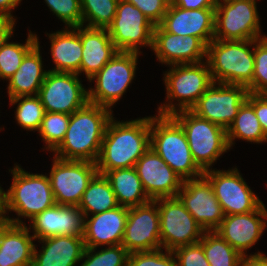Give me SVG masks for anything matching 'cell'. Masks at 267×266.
<instances>
[{"label": "cell", "mask_w": 267, "mask_h": 266, "mask_svg": "<svg viewBox=\"0 0 267 266\" xmlns=\"http://www.w3.org/2000/svg\"><path fill=\"white\" fill-rule=\"evenodd\" d=\"M95 248L86 247L82 258H87L81 266H127L129 252L122 245L109 246L94 253Z\"/></svg>", "instance_id": "8d00e7d4"}, {"label": "cell", "mask_w": 267, "mask_h": 266, "mask_svg": "<svg viewBox=\"0 0 267 266\" xmlns=\"http://www.w3.org/2000/svg\"><path fill=\"white\" fill-rule=\"evenodd\" d=\"M104 176L108 179L120 206L131 208L151 200L134 167L106 171Z\"/></svg>", "instance_id": "f1b7e54d"}, {"label": "cell", "mask_w": 267, "mask_h": 266, "mask_svg": "<svg viewBox=\"0 0 267 266\" xmlns=\"http://www.w3.org/2000/svg\"><path fill=\"white\" fill-rule=\"evenodd\" d=\"M82 27V28H81ZM82 60L80 73L85 72L90 80L110 61L118 49L115 47L106 28L80 26Z\"/></svg>", "instance_id": "d4e9b609"}, {"label": "cell", "mask_w": 267, "mask_h": 266, "mask_svg": "<svg viewBox=\"0 0 267 266\" xmlns=\"http://www.w3.org/2000/svg\"><path fill=\"white\" fill-rule=\"evenodd\" d=\"M157 202L128 208V217L121 245L129 252L161 249L160 217Z\"/></svg>", "instance_id": "2e32d148"}, {"label": "cell", "mask_w": 267, "mask_h": 266, "mask_svg": "<svg viewBox=\"0 0 267 266\" xmlns=\"http://www.w3.org/2000/svg\"><path fill=\"white\" fill-rule=\"evenodd\" d=\"M127 217L128 208L119 205L102 213L94 214L90 220L84 219L85 247L96 249L99 245H121Z\"/></svg>", "instance_id": "cb8c5ba5"}, {"label": "cell", "mask_w": 267, "mask_h": 266, "mask_svg": "<svg viewBox=\"0 0 267 266\" xmlns=\"http://www.w3.org/2000/svg\"><path fill=\"white\" fill-rule=\"evenodd\" d=\"M2 192L3 190L0 187V219L4 218V214H3V196H2Z\"/></svg>", "instance_id": "c3c4849f"}, {"label": "cell", "mask_w": 267, "mask_h": 266, "mask_svg": "<svg viewBox=\"0 0 267 266\" xmlns=\"http://www.w3.org/2000/svg\"><path fill=\"white\" fill-rule=\"evenodd\" d=\"M256 0H228L216 3L214 39H260L259 15Z\"/></svg>", "instance_id": "ba28073f"}, {"label": "cell", "mask_w": 267, "mask_h": 266, "mask_svg": "<svg viewBox=\"0 0 267 266\" xmlns=\"http://www.w3.org/2000/svg\"><path fill=\"white\" fill-rule=\"evenodd\" d=\"M155 201L158 204L160 242L163 248L173 251L201 240L204 229L178 197L158 198Z\"/></svg>", "instance_id": "9c48e42d"}, {"label": "cell", "mask_w": 267, "mask_h": 266, "mask_svg": "<svg viewBox=\"0 0 267 266\" xmlns=\"http://www.w3.org/2000/svg\"><path fill=\"white\" fill-rule=\"evenodd\" d=\"M223 1H228V0H223ZM215 2H216V3H219V2H220V0H215Z\"/></svg>", "instance_id": "f907efd6"}, {"label": "cell", "mask_w": 267, "mask_h": 266, "mask_svg": "<svg viewBox=\"0 0 267 266\" xmlns=\"http://www.w3.org/2000/svg\"><path fill=\"white\" fill-rule=\"evenodd\" d=\"M262 94L267 98V88L262 92Z\"/></svg>", "instance_id": "681fc988"}, {"label": "cell", "mask_w": 267, "mask_h": 266, "mask_svg": "<svg viewBox=\"0 0 267 266\" xmlns=\"http://www.w3.org/2000/svg\"><path fill=\"white\" fill-rule=\"evenodd\" d=\"M137 7L155 26L159 25L171 0H124Z\"/></svg>", "instance_id": "b9f144b4"}, {"label": "cell", "mask_w": 267, "mask_h": 266, "mask_svg": "<svg viewBox=\"0 0 267 266\" xmlns=\"http://www.w3.org/2000/svg\"><path fill=\"white\" fill-rule=\"evenodd\" d=\"M45 2L69 28L82 26L80 0H45Z\"/></svg>", "instance_id": "f35d334b"}, {"label": "cell", "mask_w": 267, "mask_h": 266, "mask_svg": "<svg viewBox=\"0 0 267 266\" xmlns=\"http://www.w3.org/2000/svg\"><path fill=\"white\" fill-rule=\"evenodd\" d=\"M134 168L151 200L177 197L182 178L151 147L138 159Z\"/></svg>", "instance_id": "ac0fdd59"}, {"label": "cell", "mask_w": 267, "mask_h": 266, "mask_svg": "<svg viewBox=\"0 0 267 266\" xmlns=\"http://www.w3.org/2000/svg\"><path fill=\"white\" fill-rule=\"evenodd\" d=\"M210 266H240V255L214 231H205L199 241Z\"/></svg>", "instance_id": "1f68e13d"}, {"label": "cell", "mask_w": 267, "mask_h": 266, "mask_svg": "<svg viewBox=\"0 0 267 266\" xmlns=\"http://www.w3.org/2000/svg\"><path fill=\"white\" fill-rule=\"evenodd\" d=\"M215 85L213 82L190 110L227 130L235 120L239 108L246 101L248 90L244 85L222 83H219L218 87Z\"/></svg>", "instance_id": "4fadbf2b"}, {"label": "cell", "mask_w": 267, "mask_h": 266, "mask_svg": "<svg viewBox=\"0 0 267 266\" xmlns=\"http://www.w3.org/2000/svg\"><path fill=\"white\" fill-rule=\"evenodd\" d=\"M14 24L15 21L10 19L0 20V49L5 45L9 38H11Z\"/></svg>", "instance_id": "f6af8a7d"}, {"label": "cell", "mask_w": 267, "mask_h": 266, "mask_svg": "<svg viewBox=\"0 0 267 266\" xmlns=\"http://www.w3.org/2000/svg\"><path fill=\"white\" fill-rule=\"evenodd\" d=\"M119 0H80L82 25L87 27L108 28L115 17Z\"/></svg>", "instance_id": "d6a6232c"}, {"label": "cell", "mask_w": 267, "mask_h": 266, "mask_svg": "<svg viewBox=\"0 0 267 266\" xmlns=\"http://www.w3.org/2000/svg\"><path fill=\"white\" fill-rule=\"evenodd\" d=\"M158 60L167 65L200 63L206 57L207 46L195 36L166 32L154 27L153 48Z\"/></svg>", "instance_id": "44dd1931"}, {"label": "cell", "mask_w": 267, "mask_h": 266, "mask_svg": "<svg viewBox=\"0 0 267 266\" xmlns=\"http://www.w3.org/2000/svg\"><path fill=\"white\" fill-rule=\"evenodd\" d=\"M118 206L119 204L108 179L100 173H97L90 181L78 205L85 218H88L89 212L94 215Z\"/></svg>", "instance_id": "f546056e"}, {"label": "cell", "mask_w": 267, "mask_h": 266, "mask_svg": "<svg viewBox=\"0 0 267 266\" xmlns=\"http://www.w3.org/2000/svg\"><path fill=\"white\" fill-rule=\"evenodd\" d=\"M259 216L267 219V210L263 203L252 212L225 215L214 232L227 241L240 255L245 256L244 251L259 240L265 229V220L263 221Z\"/></svg>", "instance_id": "ffe728a7"}, {"label": "cell", "mask_w": 267, "mask_h": 266, "mask_svg": "<svg viewBox=\"0 0 267 266\" xmlns=\"http://www.w3.org/2000/svg\"><path fill=\"white\" fill-rule=\"evenodd\" d=\"M11 171L13 183L7 192H2L3 214L12 210L18 216L33 219L56 204L49 177L30 174L17 165Z\"/></svg>", "instance_id": "8992f818"}, {"label": "cell", "mask_w": 267, "mask_h": 266, "mask_svg": "<svg viewBox=\"0 0 267 266\" xmlns=\"http://www.w3.org/2000/svg\"><path fill=\"white\" fill-rule=\"evenodd\" d=\"M254 40L213 39L207 45V63L213 82L248 86L254 72Z\"/></svg>", "instance_id": "5b68a950"}, {"label": "cell", "mask_w": 267, "mask_h": 266, "mask_svg": "<svg viewBox=\"0 0 267 266\" xmlns=\"http://www.w3.org/2000/svg\"><path fill=\"white\" fill-rule=\"evenodd\" d=\"M155 25L132 3L119 0L107 31L118 51L137 52L139 46L153 48Z\"/></svg>", "instance_id": "30bf717a"}, {"label": "cell", "mask_w": 267, "mask_h": 266, "mask_svg": "<svg viewBox=\"0 0 267 266\" xmlns=\"http://www.w3.org/2000/svg\"><path fill=\"white\" fill-rule=\"evenodd\" d=\"M41 59L39 41H37V44L25 55L16 72L8 79L9 99L38 95L47 73L42 70Z\"/></svg>", "instance_id": "4316f807"}, {"label": "cell", "mask_w": 267, "mask_h": 266, "mask_svg": "<svg viewBox=\"0 0 267 266\" xmlns=\"http://www.w3.org/2000/svg\"><path fill=\"white\" fill-rule=\"evenodd\" d=\"M247 256H242L240 266H267V257L262 253L258 252L249 257Z\"/></svg>", "instance_id": "bcb514c9"}, {"label": "cell", "mask_w": 267, "mask_h": 266, "mask_svg": "<svg viewBox=\"0 0 267 266\" xmlns=\"http://www.w3.org/2000/svg\"><path fill=\"white\" fill-rule=\"evenodd\" d=\"M21 0H0V18L14 20L11 9H14Z\"/></svg>", "instance_id": "7dc6e473"}, {"label": "cell", "mask_w": 267, "mask_h": 266, "mask_svg": "<svg viewBox=\"0 0 267 266\" xmlns=\"http://www.w3.org/2000/svg\"><path fill=\"white\" fill-rule=\"evenodd\" d=\"M226 132L229 147L232 146L235 138L255 143H262L267 140L254 108L247 101L239 108L235 120L230 124Z\"/></svg>", "instance_id": "4dcf8cb0"}, {"label": "cell", "mask_w": 267, "mask_h": 266, "mask_svg": "<svg viewBox=\"0 0 267 266\" xmlns=\"http://www.w3.org/2000/svg\"><path fill=\"white\" fill-rule=\"evenodd\" d=\"M77 76V73L47 71L38 92L45 112L71 115L89 102L88 91Z\"/></svg>", "instance_id": "7c38bea8"}, {"label": "cell", "mask_w": 267, "mask_h": 266, "mask_svg": "<svg viewBox=\"0 0 267 266\" xmlns=\"http://www.w3.org/2000/svg\"><path fill=\"white\" fill-rule=\"evenodd\" d=\"M23 99L21 102H19ZM11 104L18 103L16 120L18 124L27 130H39L45 109L38 95L18 96L9 99Z\"/></svg>", "instance_id": "e575fe53"}, {"label": "cell", "mask_w": 267, "mask_h": 266, "mask_svg": "<svg viewBox=\"0 0 267 266\" xmlns=\"http://www.w3.org/2000/svg\"><path fill=\"white\" fill-rule=\"evenodd\" d=\"M70 114L45 112L38 132L50 151L54 150L64 139L68 128Z\"/></svg>", "instance_id": "d590c367"}, {"label": "cell", "mask_w": 267, "mask_h": 266, "mask_svg": "<svg viewBox=\"0 0 267 266\" xmlns=\"http://www.w3.org/2000/svg\"><path fill=\"white\" fill-rule=\"evenodd\" d=\"M177 197L204 231H214L221 224L224 212L204 176L184 180Z\"/></svg>", "instance_id": "e0dca14e"}, {"label": "cell", "mask_w": 267, "mask_h": 266, "mask_svg": "<svg viewBox=\"0 0 267 266\" xmlns=\"http://www.w3.org/2000/svg\"><path fill=\"white\" fill-rule=\"evenodd\" d=\"M150 147L183 181L203 176L204 171L192 157L183 128L171 115L150 117Z\"/></svg>", "instance_id": "277c9868"}, {"label": "cell", "mask_w": 267, "mask_h": 266, "mask_svg": "<svg viewBox=\"0 0 267 266\" xmlns=\"http://www.w3.org/2000/svg\"><path fill=\"white\" fill-rule=\"evenodd\" d=\"M206 63L172 65L170 71L165 73L167 98L168 100L178 98L179 111L190 110L213 84L208 63L205 66Z\"/></svg>", "instance_id": "9a60e30c"}, {"label": "cell", "mask_w": 267, "mask_h": 266, "mask_svg": "<svg viewBox=\"0 0 267 266\" xmlns=\"http://www.w3.org/2000/svg\"><path fill=\"white\" fill-rule=\"evenodd\" d=\"M157 249L153 251L129 253L127 266H177V260L173 258L174 253Z\"/></svg>", "instance_id": "ab89813d"}, {"label": "cell", "mask_w": 267, "mask_h": 266, "mask_svg": "<svg viewBox=\"0 0 267 266\" xmlns=\"http://www.w3.org/2000/svg\"><path fill=\"white\" fill-rule=\"evenodd\" d=\"M84 214L78 206L54 204L31 219L35 239L54 236L83 237Z\"/></svg>", "instance_id": "7402d4cb"}, {"label": "cell", "mask_w": 267, "mask_h": 266, "mask_svg": "<svg viewBox=\"0 0 267 266\" xmlns=\"http://www.w3.org/2000/svg\"><path fill=\"white\" fill-rule=\"evenodd\" d=\"M203 176L210 182L224 215H237L255 211L262 201L251 191L238 169L206 170Z\"/></svg>", "instance_id": "5bb4252c"}, {"label": "cell", "mask_w": 267, "mask_h": 266, "mask_svg": "<svg viewBox=\"0 0 267 266\" xmlns=\"http://www.w3.org/2000/svg\"><path fill=\"white\" fill-rule=\"evenodd\" d=\"M215 8L182 9L169 3L159 24L166 32L195 36L206 46L214 39Z\"/></svg>", "instance_id": "d6986e66"}, {"label": "cell", "mask_w": 267, "mask_h": 266, "mask_svg": "<svg viewBox=\"0 0 267 266\" xmlns=\"http://www.w3.org/2000/svg\"><path fill=\"white\" fill-rule=\"evenodd\" d=\"M177 258V266H210L200 242L181 246L172 251Z\"/></svg>", "instance_id": "60d3db41"}, {"label": "cell", "mask_w": 267, "mask_h": 266, "mask_svg": "<svg viewBox=\"0 0 267 266\" xmlns=\"http://www.w3.org/2000/svg\"><path fill=\"white\" fill-rule=\"evenodd\" d=\"M50 34L51 54L55 63L54 72L80 73L82 43L80 26ZM77 31V32H76Z\"/></svg>", "instance_id": "83f0119b"}, {"label": "cell", "mask_w": 267, "mask_h": 266, "mask_svg": "<svg viewBox=\"0 0 267 266\" xmlns=\"http://www.w3.org/2000/svg\"><path fill=\"white\" fill-rule=\"evenodd\" d=\"M98 173L96 163L54 158L50 183L56 204L78 206L90 181Z\"/></svg>", "instance_id": "8fae6325"}, {"label": "cell", "mask_w": 267, "mask_h": 266, "mask_svg": "<svg viewBox=\"0 0 267 266\" xmlns=\"http://www.w3.org/2000/svg\"><path fill=\"white\" fill-rule=\"evenodd\" d=\"M150 148V117L127 122L110 119L96 161L98 173L132 168Z\"/></svg>", "instance_id": "7a4b0ae2"}, {"label": "cell", "mask_w": 267, "mask_h": 266, "mask_svg": "<svg viewBox=\"0 0 267 266\" xmlns=\"http://www.w3.org/2000/svg\"><path fill=\"white\" fill-rule=\"evenodd\" d=\"M171 2L182 9L215 8V0H171Z\"/></svg>", "instance_id": "ee69618b"}, {"label": "cell", "mask_w": 267, "mask_h": 266, "mask_svg": "<svg viewBox=\"0 0 267 266\" xmlns=\"http://www.w3.org/2000/svg\"><path fill=\"white\" fill-rule=\"evenodd\" d=\"M37 36L30 33L26 44L5 43L0 49V77L9 79L19 68L25 55L37 44Z\"/></svg>", "instance_id": "836d02e7"}, {"label": "cell", "mask_w": 267, "mask_h": 266, "mask_svg": "<svg viewBox=\"0 0 267 266\" xmlns=\"http://www.w3.org/2000/svg\"><path fill=\"white\" fill-rule=\"evenodd\" d=\"M137 52L118 51L106 65L96 73V89L88 91L90 103L110 109L124 94L134 78Z\"/></svg>", "instance_id": "52a82bcc"}, {"label": "cell", "mask_w": 267, "mask_h": 266, "mask_svg": "<svg viewBox=\"0 0 267 266\" xmlns=\"http://www.w3.org/2000/svg\"><path fill=\"white\" fill-rule=\"evenodd\" d=\"M42 251L34 248L32 266H74L82 260L85 250L83 237L54 236L41 239Z\"/></svg>", "instance_id": "484cf974"}, {"label": "cell", "mask_w": 267, "mask_h": 266, "mask_svg": "<svg viewBox=\"0 0 267 266\" xmlns=\"http://www.w3.org/2000/svg\"><path fill=\"white\" fill-rule=\"evenodd\" d=\"M158 109L159 115H171L181 125L192 157L203 171L209 170L218 157L229 150L227 132L221 126L197 116L191 110L178 112L172 103Z\"/></svg>", "instance_id": "3957f363"}, {"label": "cell", "mask_w": 267, "mask_h": 266, "mask_svg": "<svg viewBox=\"0 0 267 266\" xmlns=\"http://www.w3.org/2000/svg\"><path fill=\"white\" fill-rule=\"evenodd\" d=\"M246 101L254 108L261 128L267 136V98L262 93H248Z\"/></svg>", "instance_id": "7bdbcfd3"}, {"label": "cell", "mask_w": 267, "mask_h": 266, "mask_svg": "<svg viewBox=\"0 0 267 266\" xmlns=\"http://www.w3.org/2000/svg\"><path fill=\"white\" fill-rule=\"evenodd\" d=\"M111 112L107 107L90 102L73 112L64 139L53 150L57 153L55 157L96 163Z\"/></svg>", "instance_id": "6da1fadb"}, {"label": "cell", "mask_w": 267, "mask_h": 266, "mask_svg": "<svg viewBox=\"0 0 267 266\" xmlns=\"http://www.w3.org/2000/svg\"><path fill=\"white\" fill-rule=\"evenodd\" d=\"M18 219H1L0 266H32L35 244L26 225Z\"/></svg>", "instance_id": "603a6c76"}, {"label": "cell", "mask_w": 267, "mask_h": 266, "mask_svg": "<svg viewBox=\"0 0 267 266\" xmlns=\"http://www.w3.org/2000/svg\"><path fill=\"white\" fill-rule=\"evenodd\" d=\"M254 72L248 93H262L267 88V36L254 40Z\"/></svg>", "instance_id": "74e56055"}]
</instances>
